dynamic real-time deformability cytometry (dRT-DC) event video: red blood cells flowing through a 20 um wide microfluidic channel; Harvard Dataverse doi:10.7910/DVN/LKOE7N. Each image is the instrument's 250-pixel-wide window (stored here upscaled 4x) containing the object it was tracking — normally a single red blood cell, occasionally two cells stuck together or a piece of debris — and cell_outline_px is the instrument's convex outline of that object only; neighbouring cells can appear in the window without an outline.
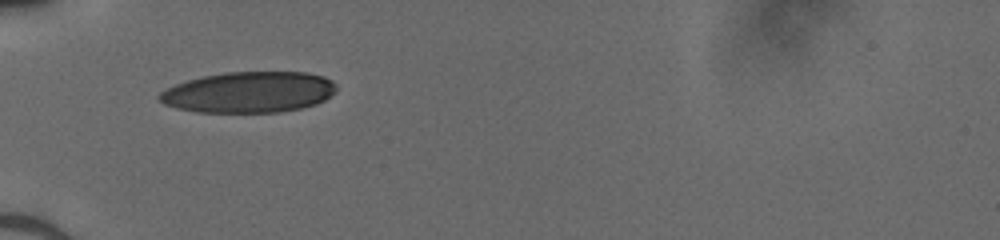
{"species": "human", "species_latin": "Homo sapiens", "temperature_condition": "cold", "stored_images_in_passage": 33, "camera_frame_rate_fps": 3000, "um_per_image_px": 0.085, "donor": {"sex": "male"}, "frame": {"image": 1, "passage_image": 1, "time_ms": 0.0, "image_size_px": [1000, 240], "cell_outline_px": [[336, 92], [324, 100], [316, 104], [300, 108], [280, 112], [196, 112], [176, 108], [164, 104], [156, 96], [160, 92], [176, 84], [188, 80], [204, 76], [224, 72], [308, 72], [324, 76], [332, 80], [336, 84]], "centroid_in_image_um": [21.18, 7.83], "position_along_channel_um": 63.8, "area_um2": 42.37}}
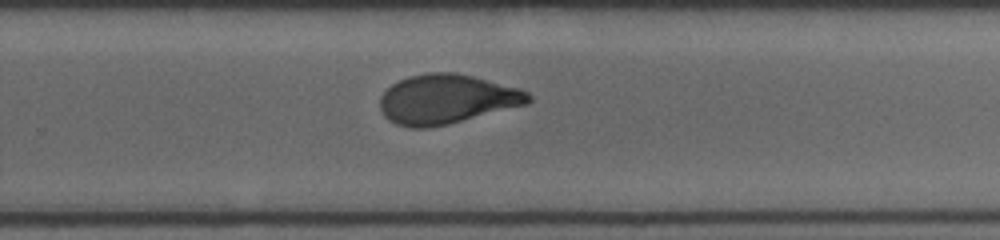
{"frame": {"image": 2, "passage_image": 18, "time_ms": 5.667, "image_size_px": [1000, 240], "cell_outline_px": [[532, 100], [528, 104], [448, 124], [428, 128], [408, 128], [396, 124], [388, 120], [384, 116], [380, 108], [380, 96], [392, 84], [408, 76], [428, 72], [452, 72], [472, 76], [520, 88], [528, 92], [532, 96]], "centroid_in_image_um": [37.96, 8.43], "position_along_channel_um": 291.8, "area_um2": 42.89}}
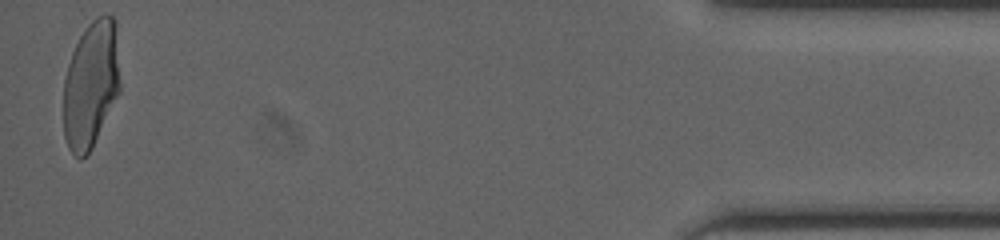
{"frame": {"image": 3, "passage_image": 33, "time_ms": 10.667, "image_size_px": [1000, 240], "cell_outline_px": [[120, 92], [92, 148], [80, 160], [68, 148], [64, 136], [64, 80], [68, 64], [72, 52], [80, 36], [88, 24], [96, 16], [104, 12], [108, 12], [116, 20], [120, 80]], "centroid_in_image_um": [7.75, 7.14], "position_along_channel_um": 427.4, "area_um2": 42.37}}